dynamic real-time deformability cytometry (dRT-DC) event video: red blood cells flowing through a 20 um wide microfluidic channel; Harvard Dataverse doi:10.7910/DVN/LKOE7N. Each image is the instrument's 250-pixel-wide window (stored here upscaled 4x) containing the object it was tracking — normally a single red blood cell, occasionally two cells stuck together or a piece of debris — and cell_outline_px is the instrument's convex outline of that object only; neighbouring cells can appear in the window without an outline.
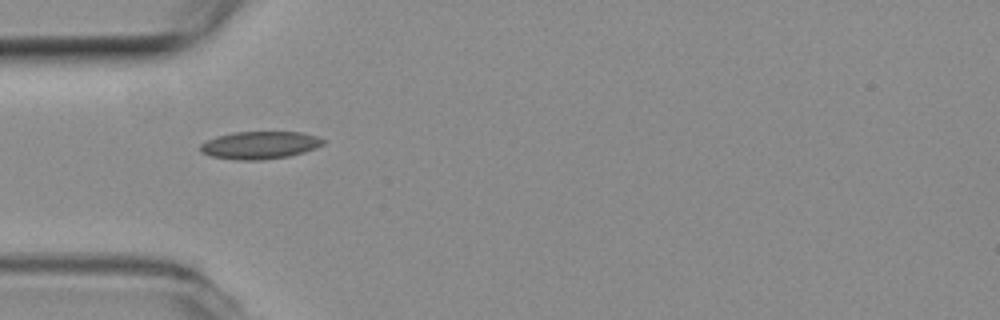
{"species": "common noctule bat (a hibernating species)", "species_latin": "Nyctalus noctula", "temperature_condition": "room temperature", "stored_images_in_passage": 38, "camera_frame_rate_fps": 3000, "um_per_image_px": 0.085, "animal": {"sex": "female", "body_mass_g": 19.3, "forearm_length_mm": 54.1}, "frame": {"image": 1, "passage_image": 1, "time_ms": 0.0, "image_size_px": [1000, 320], "cell_outline_px": [[324, 144], [316, 148], [304, 152], [288, 156], [264, 160], [236, 160], [212, 156], [200, 152], [200, 144], [216, 136], [236, 132], [300, 132], [316, 136], [324, 140]], "centroid_in_image_um": [22.08, 12.34], "position_along_channel_um": 62.9, "area_um2": 19.71}}
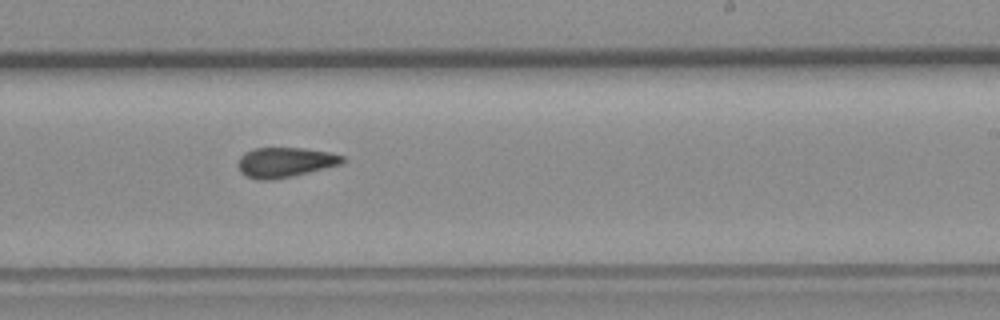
{"frame": {"image": 2, "passage_image": 17, "time_ms": 5.333, "image_size_px": [1000, 320], "cell_outline_px": [[348, 160], [340, 164], [292, 176], [272, 180], [256, 180], [244, 176], [240, 172], [236, 164], [240, 156], [244, 152], [256, 148], [304, 148], [332, 152], [344, 156]], "centroid_in_image_um": [24.2, 13.79], "position_along_channel_um": 264.8, "area_um2": 18.5}}
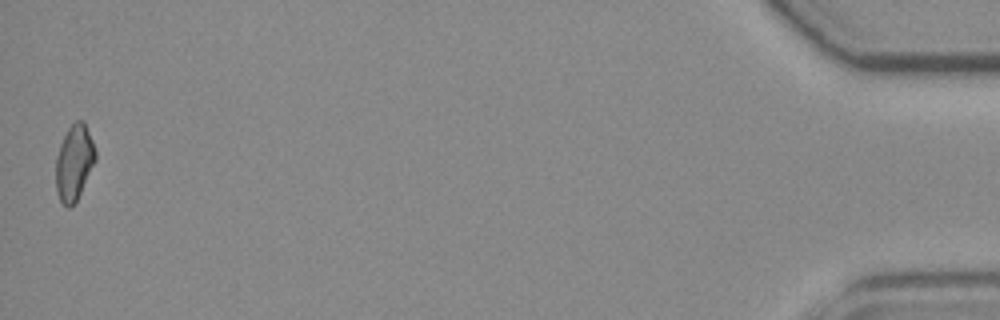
{"frame": {"image": 3, "passage_image": 38, "time_ms": 12.333, "image_size_px": [1000, 320], "cell_outline_px": [[96, 160], [76, 200], [68, 208], [60, 200], [56, 192], [56, 156], [60, 144], [68, 128], [76, 120], [84, 120], [92, 140], [96, 152]], "centroid_in_image_um": [6.3, 13.78], "position_along_channel_um": 428.9, "area_um2": 17.22}, "authors_computed_cell_mechanics": {"area_um2": 18.0047, "velocity_mm_per_s": 3.7961, "shape_relaxation_time_tau1_ms": null, "shape_relaxation_time_tau2_ms": 3.1049, "deformation_change_tau1": null, "deformation_change_tau2": 0.1017}}